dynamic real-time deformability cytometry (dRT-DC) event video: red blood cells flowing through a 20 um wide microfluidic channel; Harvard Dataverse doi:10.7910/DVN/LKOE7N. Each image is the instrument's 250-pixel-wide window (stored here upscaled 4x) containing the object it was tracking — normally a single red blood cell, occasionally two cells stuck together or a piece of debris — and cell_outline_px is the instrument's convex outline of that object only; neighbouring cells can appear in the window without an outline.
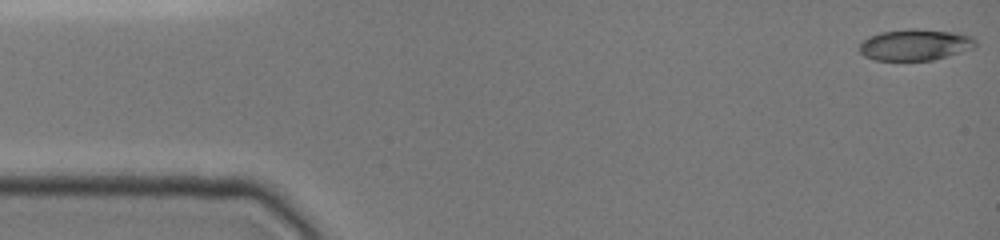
{"species": "common noctule bat (a hibernating species)", "species_latin": "Nyctalus noctula", "temperature_condition": "cold", "stored_images_in_passage": 44, "camera_frame_rate_fps": 3000, "um_per_image_px": 0.085, "animal": {"sex": "female", "body_mass_g": 19.0, "forearm_length_mm": 51.5}, "frame": {"image": 1, "passage_image": 1, "time_ms": 0.0, "image_size_px": [1000, 240], "cell_outline_px": [[976, 48], [932, 60], [876, 60], [864, 56], [860, 52], [860, 44], [864, 40], [880, 32], [908, 28], [916, 28], [956, 32], [972, 36], [976, 40]], "centroid_in_image_um": [77.83, 3.79], "position_along_channel_um": 7.2, "area_um2": 21.27}}
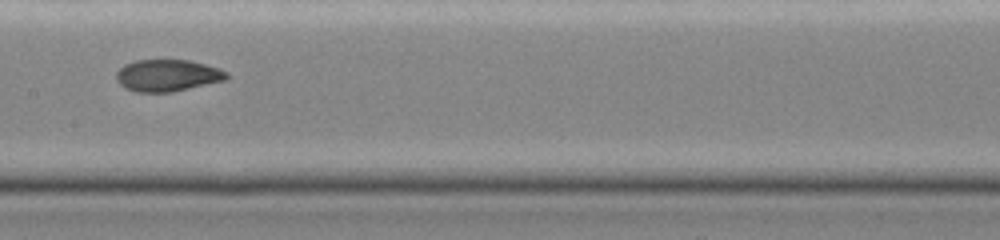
{"frame": {"image": 2, "passage_image": 21, "time_ms": 7.667, "image_size_px": [1000, 240], "cell_outline_px": [[228, 76], [224, 80], [172, 92], [136, 92], [124, 88], [116, 80], [116, 72], [124, 64], [136, 60], [188, 60], [220, 68], [228, 72]], "centroid_in_image_um": [14.2, 6.41], "position_along_channel_um": 193.2, "area_um2": 20.46}}
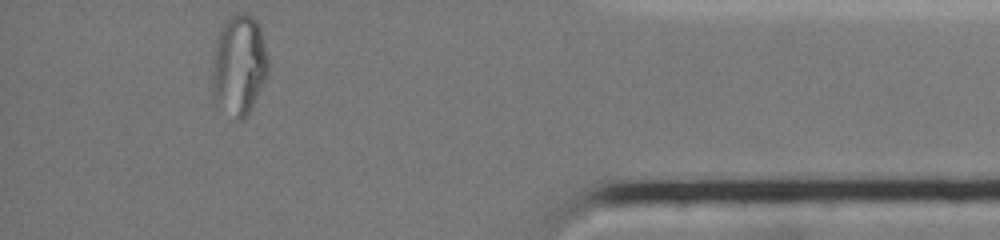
{"frame": {"image": 3, "passage_image": 44, "time_ms": 14.0, "image_size_px": [1000, 240], "cell_outline_px": [[268, 76], [252, 108], [244, 120], [236, 120], [216, 104], [212, 92], [208, 76], [212, 48], [220, 24], [228, 16], [236, 12], [244, 12], [252, 16], [260, 24], [268, 56]], "centroid_in_image_um": [20.25, 5.5], "position_along_channel_um": 414.9, "area_um2": 34.8}}